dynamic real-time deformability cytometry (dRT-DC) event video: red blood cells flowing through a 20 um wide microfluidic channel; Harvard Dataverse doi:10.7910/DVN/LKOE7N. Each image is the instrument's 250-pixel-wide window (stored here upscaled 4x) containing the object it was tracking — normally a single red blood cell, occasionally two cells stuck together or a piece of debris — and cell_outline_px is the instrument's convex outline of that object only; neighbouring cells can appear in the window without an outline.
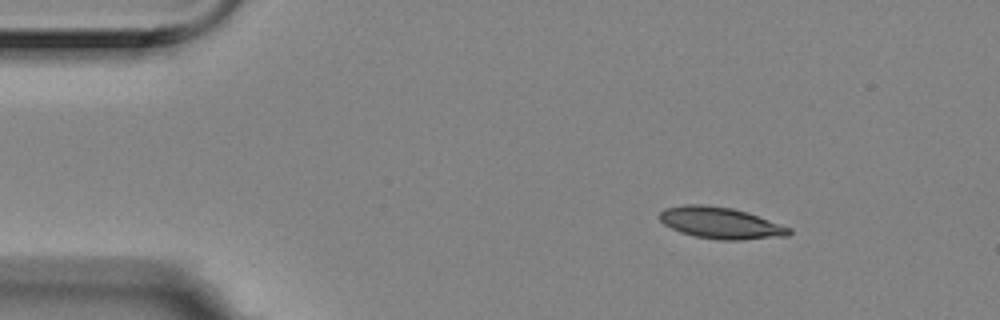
{"species": "Egyptian fruit bat (a non-hibernating species)", "species_latin": "Rousettus aegyptiacus", "temperature_condition": "room temperature", "stored_images_in_passage": 14, "camera_frame_rate_fps": 3000, "um_per_image_px": 0.085, "animal": {"sex": "female"}, "frame": {"image": 1, "passage_image": 2, "time_ms": 0.333, "image_size_px": [1000, 320], "cell_outline_px": [[792, 232], [788, 236], [740, 240], [720, 240], [696, 236], [680, 232], [664, 224], [660, 220], [660, 212], [664, 208], [684, 204], [704, 204], [732, 208], [748, 212], [792, 228]], "centroid_in_image_um": [61.27, 18.94], "position_along_channel_um": 23.7, "area_um2": 23.87}}
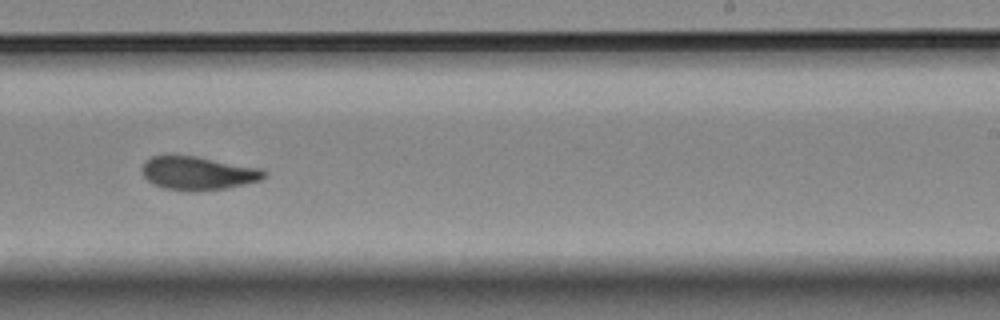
{"frame": {"image": 2, "passage_image": 9, "time_ms": 2.667, "image_size_px": [1000, 320], "cell_outline_px": [[268, 172], [260, 180], [228, 188], [192, 192], [164, 188], [152, 184], [144, 176], [140, 168], [144, 160], [152, 156], [164, 152], [196, 156], [264, 168]], "centroid_in_image_um": [16.77, 14.68], "position_along_channel_um": 272.2, "area_um2": 24.74}}
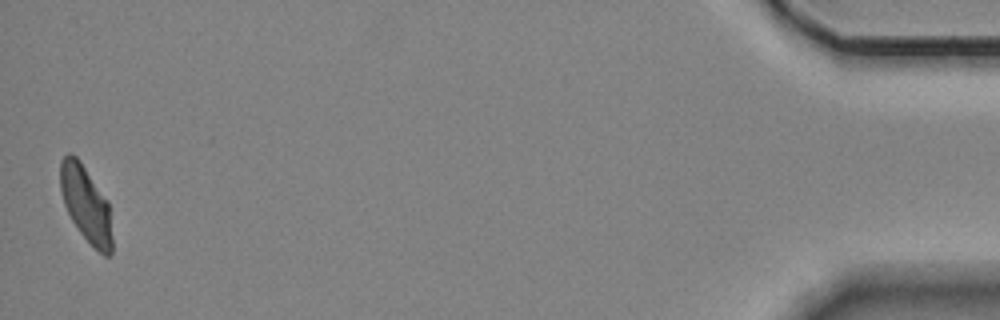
{"frame": {"image": 3, "passage_image": 14, "time_ms": 4.333, "image_size_px": [1000, 320], "cell_outline_px": [[112, 252], [108, 256], [104, 256], [80, 232], [72, 220], [64, 204], [60, 188], [60, 160], [68, 152], [72, 152], [80, 160], [108, 200], [112, 236]], "centroid_in_image_um": [7.3, 17.29], "position_along_channel_um": 427.9, "area_um2": 22.89}}